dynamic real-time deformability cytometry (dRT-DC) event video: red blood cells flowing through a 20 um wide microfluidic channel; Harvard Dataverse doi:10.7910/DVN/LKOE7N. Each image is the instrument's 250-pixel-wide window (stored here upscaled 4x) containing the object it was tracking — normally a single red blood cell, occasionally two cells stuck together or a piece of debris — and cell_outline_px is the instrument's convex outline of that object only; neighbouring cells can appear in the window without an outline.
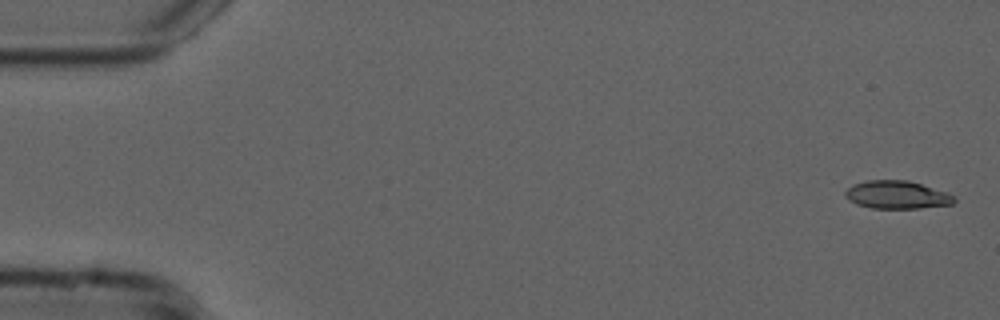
{"species": "common noctule bat (a hibernating species)", "species_latin": "Nyctalus noctula", "temperature_condition": "cold", "stored_images_in_passage": 12, "camera_frame_rate_fps": 3000, "um_per_image_px": 0.085, "animal": {"sex": "male", "forearm_length_mm": 52.5}, "frame": {"image": 1, "passage_image": 1, "time_ms": 0.0, "image_size_px": [1000, 320], "cell_outline_px": [[956, 200], [952, 204], [920, 208], [872, 208], [856, 204], [844, 196], [844, 192], [852, 184], [868, 180], [908, 180], [948, 192], [956, 196]], "centroid_in_image_um": [76.25, 16.55], "position_along_channel_um": 8.7, "area_um2": 17.86}}